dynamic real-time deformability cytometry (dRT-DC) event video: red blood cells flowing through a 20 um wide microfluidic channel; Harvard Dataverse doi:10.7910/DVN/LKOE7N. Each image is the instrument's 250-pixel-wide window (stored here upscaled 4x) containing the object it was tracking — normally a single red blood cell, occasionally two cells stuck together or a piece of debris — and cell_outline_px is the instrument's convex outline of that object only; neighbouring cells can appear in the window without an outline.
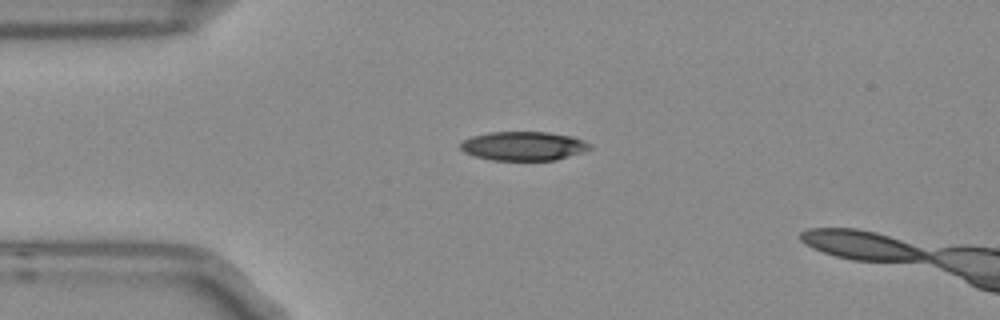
{"species": "Egyptian fruit bat (a non-hibernating species)", "species_latin": "Rousettus aegyptiacus", "temperature_condition": "room temperature", "stored_images_in_passage": 3, "segment_of_instrument_passage": [1, 2], "camera_frame_rate_fps": 3000, "um_per_image_px": 0.085, "frame": {"image": 1, "passage_image": 1, "time_ms": 0.0, "image_size_px": [1000, 320], "cell_outline_px": [[592, 148], [556, 160], [492, 160], [476, 156], [464, 152], [460, 148], [460, 144], [464, 140], [472, 136], [488, 132], [548, 132], [572, 136], [584, 140], [592, 144]], "centroid_in_image_um": [44.51, 12.4], "position_along_channel_um": 40.5, "area_um2": 21.79}}